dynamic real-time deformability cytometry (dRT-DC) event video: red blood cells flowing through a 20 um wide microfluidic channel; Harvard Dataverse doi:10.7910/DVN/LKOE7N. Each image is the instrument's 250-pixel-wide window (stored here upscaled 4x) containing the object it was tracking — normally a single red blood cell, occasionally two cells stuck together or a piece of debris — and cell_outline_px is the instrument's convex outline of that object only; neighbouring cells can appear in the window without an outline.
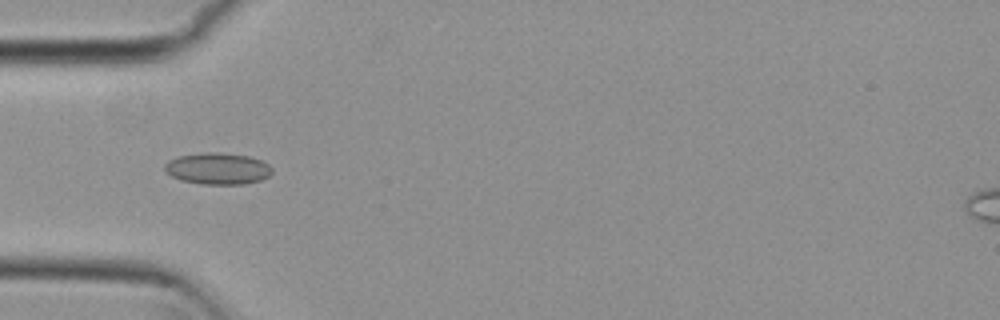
{"species": "common noctule bat (a hibernating species)", "species_latin": "Nyctalus noctula", "temperature_condition": "cold", "stored_images_in_passage": 47, "camera_frame_rate_fps": 3000, "um_per_image_px": 0.085, "animal": {"sex": "female", "body_mass_g": 29.2, "forearm_length_mm": 56.3}, "frame": {"image": 1, "passage_image": 17, "time_ms": 5.333, "image_size_px": [1000, 320], "cell_outline_px": [[272, 172], [268, 176], [260, 180], [244, 184], [200, 184], [180, 180], [172, 176], [164, 168], [164, 164], [168, 160], [180, 156], [208, 152], [216, 152], [248, 156], [260, 160], [268, 164], [272, 168]], "centroid_in_image_um": [18.5, 14.34], "position_along_channel_um": 66.5, "area_um2": 19.59}}
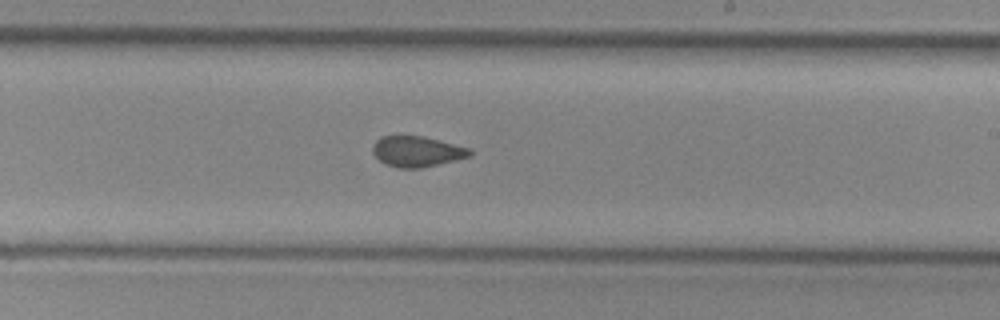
{"frame": {"image": 2, "passage_image": 32, "time_ms": 10.333, "image_size_px": [1000, 320], "cell_outline_px": [[472, 156], [456, 160], [420, 168], [396, 168], [384, 164], [372, 152], [372, 144], [380, 136], [396, 132], [424, 136], [472, 148]], "centroid_in_image_um": [35.4, 12.82], "position_along_channel_um": 253.6, "area_um2": 18.21}}
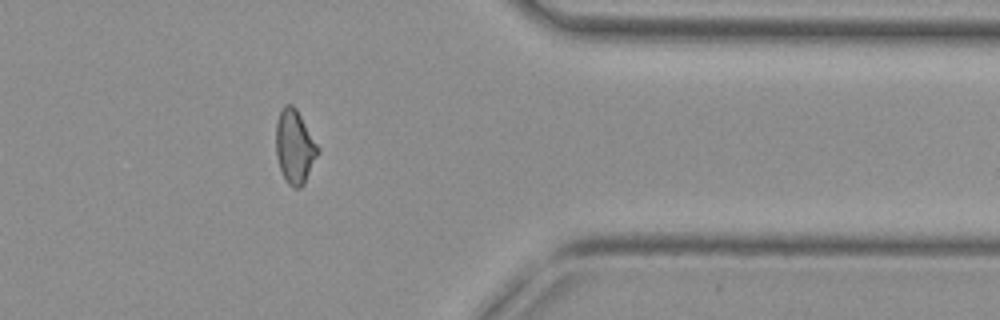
{"frame": {"image": 3, "passage_image": 44, "time_ms": 14.333, "image_size_px": [1000, 320], "cell_outline_px": [[320, 152], [304, 184], [300, 188], [292, 188], [288, 184], [280, 168], [276, 156], [276, 120], [284, 104], [292, 104], [296, 108], [320, 148]], "centroid_in_image_um": [25.06, 12.47], "position_along_channel_um": 386.3, "area_um2": 18.15}, "authors_computed_cell_mechanics": {"area_um2": 18.207, "velocity_mm_per_s": 3.7449, "shape_relaxation_time_tau1_ms": null, "shape_relaxation_time_tau2_ms": 1.6929, "deformation_change_tau1": null, "deformation_change_tau2": 0.066}}